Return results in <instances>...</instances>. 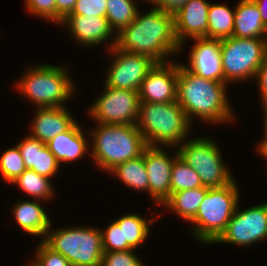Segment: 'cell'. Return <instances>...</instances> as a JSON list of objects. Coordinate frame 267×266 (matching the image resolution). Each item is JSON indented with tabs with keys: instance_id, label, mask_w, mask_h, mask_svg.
Masks as SVG:
<instances>
[{
	"instance_id": "d6a6232c",
	"label": "cell",
	"mask_w": 267,
	"mask_h": 266,
	"mask_svg": "<svg viewBox=\"0 0 267 266\" xmlns=\"http://www.w3.org/2000/svg\"><path fill=\"white\" fill-rule=\"evenodd\" d=\"M24 2L29 14L56 23V0H24Z\"/></svg>"
},
{
	"instance_id": "d6986e66",
	"label": "cell",
	"mask_w": 267,
	"mask_h": 266,
	"mask_svg": "<svg viewBox=\"0 0 267 266\" xmlns=\"http://www.w3.org/2000/svg\"><path fill=\"white\" fill-rule=\"evenodd\" d=\"M85 132L84 126L81 127L79 122L76 121L67 131L58 134L46 143V146L60 165L77 161L85 157L84 154H90V150H88L91 149L88 147L90 138L85 137V135H89V132Z\"/></svg>"
},
{
	"instance_id": "2e32d148",
	"label": "cell",
	"mask_w": 267,
	"mask_h": 266,
	"mask_svg": "<svg viewBox=\"0 0 267 266\" xmlns=\"http://www.w3.org/2000/svg\"><path fill=\"white\" fill-rule=\"evenodd\" d=\"M63 27L65 26L69 35L73 37V40H76L80 45L88 47H96L104 45L105 41H108V49H111L115 46L116 43V34L109 25V22L106 17L98 16H66L62 22L59 24ZM110 42V43H109Z\"/></svg>"
},
{
	"instance_id": "f35d334b",
	"label": "cell",
	"mask_w": 267,
	"mask_h": 266,
	"mask_svg": "<svg viewBox=\"0 0 267 266\" xmlns=\"http://www.w3.org/2000/svg\"><path fill=\"white\" fill-rule=\"evenodd\" d=\"M261 14L263 24L267 27V0H253Z\"/></svg>"
},
{
	"instance_id": "9a60e30c",
	"label": "cell",
	"mask_w": 267,
	"mask_h": 266,
	"mask_svg": "<svg viewBox=\"0 0 267 266\" xmlns=\"http://www.w3.org/2000/svg\"><path fill=\"white\" fill-rule=\"evenodd\" d=\"M195 42L189 52V64L183 66L204 79L224 83L222 69L221 40L209 38H192Z\"/></svg>"
},
{
	"instance_id": "44dd1931",
	"label": "cell",
	"mask_w": 267,
	"mask_h": 266,
	"mask_svg": "<svg viewBox=\"0 0 267 266\" xmlns=\"http://www.w3.org/2000/svg\"><path fill=\"white\" fill-rule=\"evenodd\" d=\"M42 203V201L35 199L33 201H16L15 205H12V214L15 222H17L16 224L24 233L44 240L52 222L44 207H42Z\"/></svg>"
},
{
	"instance_id": "52a82bcc",
	"label": "cell",
	"mask_w": 267,
	"mask_h": 266,
	"mask_svg": "<svg viewBox=\"0 0 267 266\" xmlns=\"http://www.w3.org/2000/svg\"><path fill=\"white\" fill-rule=\"evenodd\" d=\"M51 227L43 241L72 266H100L104 251L99 228L74 225L57 230Z\"/></svg>"
},
{
	"instance_id": "ac0fdd59",
	"label": "cell",
	"mask_w": 267,
	"mask_h": 266,
	"mask_svg": "<svg viewBox=\"0 0 267 266\" xmlns=\"http://www.w3.org/2000/svg\"><path fill=\"white\" fill-rule=\"evenodd\" d=\"M67 108H36L35 117L29 126L30 136L46 144L58 134L67 131L77 121Z\"/></svg>"
},
{
	"instance_id": "7a4b0ae2",
	"label": "cell",
	"mask_w": 267,
	"mask_h": 266,
	"mask_svg": "<svg viewBox=\"0 0 267 266\" xmlns=\"http://www.w3.org/2000/svg\"><path fill=\"white\" fill-rule=\"evenodd\" d=\"M226 87L227 84L204 79L178 63L177 102L191 124L195 118L209 125L231 124L234 121L235 115L227 98Z\"/></svg>"
},
{
	"instance_id": "7c38bea8",
	"label": "cell",
	"mask_w": 267,
	"mask_h": 266,
	"mask_svg": "<svg viewBox=\"0 0 267 266\" xmlns=\"http://www.w3.org/2000/svg\"><path fill=\"white\" fill-rule=\"evenodd\" d=\"M106 51L114 58L104 79V85L111 88L139 91L142 81L157 63L147 55L124 52L115 46Z\"/></svg>"
},
{
	"instance_id": "cb8c5ba5",
	"label": "cell",
	"mask_w": 267,
	"mask_h": 266,
	"mask_svg": "<svg viewBox=\"0 0 267 266\" xmlns=\"http://www.w3.org/2000/svg\"><path fill=\"white\" fill-rule=\"evenodd\" d=\"M155 218L158 217L155 216L148 220L139 214L131 213L123 214L119 219H115L122 229L123 251L138 249L146 242L150 234V227L154 226Z\"/></svg>"
},
{
	"instance_id": "e0dca14e",
	"label": "cell",
	"mask_w": 267,
	"mask_h": 266,
	"mask_svg": "<svg viewBox=\"0 0 267 266\" xmlns=\"http://www.w3.org/2000/svg\"><path fill=\"white\" fill-rule=\"evenodd\" d=\"M209 6L207 0H189L174 13V32L181 53L186 39L207 38Z\"/></svg>"
},
{
	"instance_id": "484cf974",
	"label": "cell",
	"mask_w": 267,
	"mask_h": 266,
	"mask_svg": "<svg viewBox=\"0 0 267 266\" xmlns=\"http://www.w3.org/2000/svg\"><path fill=\"white\" fill-rule=\"evenodd\" d=\"M234 13L228 5L220 3H210L208 10V31L209 39H225L233 34L234 29Z\"/></svg>"
},
{
	"instance_id": "ffe728a7",
	"label": "cell",
	"mask_w": 267,
	"mask_h": 266,
	"mask_svg": "<svg viewBox=\"0 0 267 266\" xmlns=\"http://www.w3.org/2000/svg\"><path fill=\"white\" fill-rule=\"evenodd\" d=\"M17 145L27 169L50 179L60 171L59 161L43 142L27 135L22 141L19 140Z\"/></svg>"
},
{
	"instance_id": "8fae6325",
	"label": "cell",
	"mask_w": 267,
	"mask_h": 266,
	"mask_svg": "<svg viewBox=\"0 0 267 266\" xmlns=\"http://www.w3.org/2000/svg\"><path fill=\"white\" fill-rule=\"evenodd\" d=\"M239 203L225 231L214 242L250 247L267 238V202L242 209Z\"/></svg>"
},
{
	"instance_id": "6da1fadb",
	"label": "cell",
	"mask_w": 267,
	"mask_h": 266,
	"mask_svg": "<svg viewBox=\"0 0 267 266\" xmlns=\"http://www.w3.org/2000/svg\"><path fill=\"white\" fill-rule=\"evenodd\" d=\"M115 47L124 52L143 54L157 63L169 62L180 53L174 32V13L153 7L137 12L134 21L116 34Z\"/></svg>"
},
{
	"instance_id": "ba28073f",
	"label": "cell",
	"mask_w": 267,
	"mask_h": 266,
	"mask_svg": "<svg viewBox=\"0 0 267 266\" xmlns=\"http://www.w3.org/2000/svg\"><path fill=\"white\" fill-rule=\"evenodd\" d=\"M176 149L181 159L197 172L204 187H223L235 180L213 138L201 136L185 139Z\"/></svg>"
},
{
	"instance_id": "3957f363",
	"label": "cell",
	"mask_w": 267,
	"mask_h": 266,
	"mask_svg": "<svg viewBox=\"0 0 267 266\" xmlns=\"http://www.w3.org/2000/svg\"><path fill=\"white\" fill-rule=\"evenodd\" d=\"M135 125L147 146L177 148L190 137L193 127L177 101L140 102ZM189 136V137H188Z\"/></svg>"
},
{
	"instance_id": "8992f818",
	"label": "cell",
	"mask_w": 267,
	"mask_h": 266,
	"mask_svg": "<svg viewBox=\"0 0 267 266\" xmlns=\"http://www.w3.org/2000/svg\"><path fill=\"white\" fill-rule=\"evenodd\" d=\"M236 179L223 187L208 188L192 223L190 234L203 244L214 242L225 231L240 201V190Z\"/></svg>"
},
{
	"instance_id": "e575fe53",
	"label": "cell",
	"mask_w": 267,
	"mask_h": 266,
	"mask_svg": "<svg viewBox=\"0 0 267 266\" xmlns=\"http://www.w3.org/2000/svg\"><path fill=\"white\" fill-rule=\"evenodd\" d=\"M107 0H77L72 13L67 16L105 17Z\"/></svg>"
},
{
	"instance_id": "4fadbf2b",
	"label": "cell",
	"mask_w": 267,
	"mask_h": 266,
	"mask_svg": "<svg viewBox=\"0 0 267 266\" xmlns=\"http://www.w3.org/2000/svg\"><path fill=\"white\" fill-rule=\"evenodd\" d=\"M156 63L139 88L140 102L168 103L177 101L178 62Z\"/></svg>"
},
{
	"instance_id": "9c48e42d",
	"label": "cell",
	"mask_w": 267,
	"mask_h": 266,
	"mask_svg": "<svg viewBox=\"0 0 267 266\" xmlns=\"http://www.w3.org/2000/svg\"><path fill=\"white\" fill-rule=\"evenodd\" d=\"M221 54L225 84L253 80L267 55V38L222 39Z\"/></svg>"
},
{
	"instance_id": "7402d4cb",
	"label": "cell",
	"mask_w": 267,
	"mask_h": 266,
	"mask_svg": "<svg viewBox=\"0 0 267 266\" xmlns=\"http://www.w3.org/2000/svg\"><path fill=\"white\" fill-rule=\"evenodd\" d=\"M235 7L233 37L267 38V27L253 0H240Z\"/></svg>"
},
{
	"instance_id": "83f0119b",
	"label": "cell",
	"mask_w": 267,
	"mask_h": 266,
	"mask_svg": "<svg viewBox=\"0 0 267 266\" xmlns=\"http://www.w3.org/2000/svg\"><path fill=\"white\" fill-rule=\"evenodd\" d=\"M137 3V0H107L105 17L115 34L134 21L139 11Z\"/></svg>"
},
{
	"instance_id": "ab89813d",
	"label": "cell",
	"mask_w": 267,
	"mask_h": 266,
	"mask_svg": "<svg viewBox=\"0 0 267 266\" xmlns=\"http://www.w3.org/2000/svg\"><path fill=\"white\" fill-rule=\"evenodd\" d=\"M257 146V153L267 160V141H260Z\"/></svg>"
},
{
	"instance_id": "d4e9b609",
	"label": "cell",
	"mask_w": 267,
	"mask_h": 266,
	"mask_svg": "<svg viewBox=\"0 0 267 266\" xmlns=\"http://www.w3.org/2000/svg\"><path fill=\"white\" fill-rule=\"evenodd\" d=\"M108 173L115 175L123 185L131 190L149 194V178L144 164V150L141 156L115 166Z\"/></svg>"
},
{
	"instance_id": "277c9868",
	"label": "cell",
	"mask_w": 267,
	"mask_h": 266,
	"mask_svg": "<svg viewBox=\"0 0 267 266\" xmlns=\"http://www.w3.org/2000/svg\"><path fill=\"white\" fill-rule=\"evenodd\" d=\"M90 129V156L103 172L141 156L147 147L136 125L97 124Z\"/></svg>"
},
{
	"instance_id": "f546056e",
	"label": "cell",
	"mask_w": 267,
	"mask_h": 266,
	"mask_svg": "<svg viewBox=\"0 0 267 266\" xmlns=\"http://www.w3.org/2000/svg\"><path fill=\"white\" fill-rule=\"evenodd\" d=\"M27 168L25 167L18 145L3 151L0 156V174L7 183L13 182Z\"/></svg>"
},
{
	"instance_id": "60d3db41",
	"label": "cell",
	"mask_w": 267,
	"mask_h": 266,
	"mask_svg": "<svg viewBox=\"0 0 267 266\" xmlns=\"http://www.w3.org/2000/svg\"><path fill=\"white\" fill-rule=\"evenodd\" d=\"M262 111L264 112V118H263V123H264V126H263V140L261 141H267V106H263L262 107Z\"/></svg>"
},
{
	"instance_id": "8d00e7d4",
	"label": "cell",
	"mask_w": 267,
	"mask_h": 266,
	"mask_svg": "<svg viewBox=\"0 0 267 266\" xmlns=\"http://www.w3.org/2000/svg\"><path fill=\"white\" fill-rule=\"evenodd\" d=\"M146 3H151L155 8H159L165 12L175 13L189 0H144Z\"/></svg>"
},
{
	"instance_id": "5b68a950",
	"label": "cell",
	"mask_w": 267,
	"mask_h": 266,
	"mask_svg": "<svg viewBox=\"0 0 267 266\" xmlns=\"http://www.w3.org/2000/svg\"><path fill=\"white\" fill-rule=\"evenodd\" d=\"M71 78L65 65L41 63L28 66L16 81L15 89L37 108L66 107L65 101L76 93V85Z\"/></svg>"
},
{
	"instance_id": "30bf717a",
	"label": "cell",
	"mask_w": 267,
	"mask_h": 266,
	"mask_svg": "<svg viewBox=\"0 0 267 266\" xmlns=\"http://www.w3.org/2000/svg\"><path fill=\"white\" fill-rule=\"evenodd\" d=\"M103 87L87 110L89 117L96 124L135 125L140 105L138 91Z\"/></svg>"
},
{
	"instance_id": "603a6c76",
	"label": "cell",
	"mask_w": 267,
	"mask_h": 266,
	"mask_svg": "<svg viewBox=\"0 0 267 266\" xmlns=\"http://www.w3.org/2000/svg\"><path fill=\"white\" fill-rule=\"evenodd\" d=\"M207 191L208 188L204 186L177 191L171 193L161 206L170 210L182 220L190 222L196 216Z\"/></svg>"
},
{
	"instance_id": "5bb4252c",
	"label": "cell",
	"mask_w": 267,
	"mask_h": 266,
	"mask_svg": "<svg viewBox=\"0 0 267 266\" xmlns=\"http://www.w3.org/2000/svg\"><path fill=\"white\" fill-rule=\"evenodd\" d=\"M162 148V149H161ZM172 156L163 147L147 146L144 149V164L149 178V195L156 205L170 196L172 165L179 156L175 148Z\"/></svg>"
},
{
	"instance_id": "1f68e13d",
	"label": "cell",
	"mask_w": 267,
	"mask_h": 266,
	"mask_svg": "<svg viewBox=\"0 0 267 266\" xmlns=\"http://www.w3.org/2000/svg\"><path fill=\"white\" fill-rule=\"evenodd\" d=\"M100 266H145L135 249L127 251L104 252Z\"/></svg>"
},
{
	"instance_id": "d590c367",
	"label": "cell",
	"mask_w": 267,
	"mask_h": 266,
	"mask_svg": "<svg viewBox=\"0 0 267 266\" xmlns=\"http://www.w3.org/2000/svg\"><path fill=\"white\" fill-rule=\"evenodd\" d=\"M254 80H256L255 82L258 85V90H260V104L262 105V107L267 106V55L263 64L258 69Z\"/></svg>"
},
{
	"instance_id": "74e56055",
	"label": "cell",
	"mask_w": 267,
	"mask_h": 266,
	"mask_svg": "<svg viewBox=\"0 0 267 266\" xmlns=\"http://www.w3.org/2000/svg\"><path fill=\"white\" fill-rule=\"evenodd\" d=\"M77 0H56V23L60 24L62 20L72 13Z\"/></svg>"
},
{
	"instance_id": "836d02e7",
	"label": "cell",
	"mask_w": 267,
	"mask_h": 266,
	"mask_svg": "<svg viewBox=\"0 0 267 266\" xmlns=\"http://www.w3.org/2000/svg\"><path fill=\"white\" fill-rule=\"evenodd\" d=\"M104 252L123 251V235L118 223L114 220L107 228L100 229Z\"/></svg>"
},
{
	"instance_id": "4dcf8cb0",
	"label": "cell",
	"mask_w": 267,
	"mask_h": 266,
	"mask_svg": "<svg viewBox=\"0 0 267 266\" xmlns=\"http://www.w3.org/2000/svg\"><path fill=\"white\" fill-rule=\"evenodd\" d=\"M36 247V258L28 265L30 266H72L60 253L50 248L43 240Z\"/></svg>"
},
{
	"instance_id": "f1b7e54d",
	"label": "cell",
	"mask_w": 267,
	"mask_h": 266,
	"mask_svg": "<svg viewBox=\"0 0 267 266\" xmlns=\"http://www.w3.org/2000/svg\"><path fill=\"white\" fill-rule=\"evenodd\" d=\"M170 182L171 193L203 187L197 172L178 156L172 165Z\"/></svg>"
},
{
	"instance_id": "4316f807",
	"label": "cell",
	"mask_w": 267,
	"mask_h": 266,
	"mask_svg": "<svg viewBox=\"0 0 267 266\" xmlns=\"http://www.w3.org/2000/svg\"><path fill=\"white\" fill-rule=\"evenodd\" d=\"M52 180L48 177L37 174L32 169H26L20 176H18L11 185H17L24 193L34 198L35 200L49 201L53 200L56 192L52 185ZM55 193V194H54Z\"/></svg>"
}]
</instances>
